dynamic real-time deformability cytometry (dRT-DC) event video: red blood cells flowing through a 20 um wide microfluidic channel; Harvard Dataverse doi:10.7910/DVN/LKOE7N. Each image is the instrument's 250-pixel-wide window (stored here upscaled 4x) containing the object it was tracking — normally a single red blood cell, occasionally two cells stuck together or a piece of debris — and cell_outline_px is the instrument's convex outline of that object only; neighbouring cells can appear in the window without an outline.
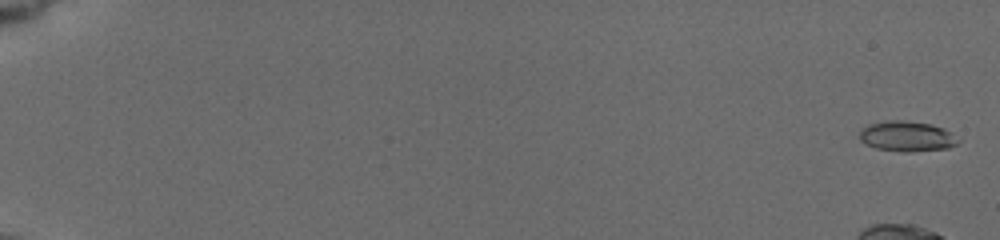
{"species": "common noctule bat (a hibernating species)", "species_latin": "Nyctalus noctula", "temperature_condition": "cold", "stored_images_in_passage": 41, "camera_frame_rate_fps": 3000, "um_per_image_px": 0.085, "animal": {"sex": "female", "body_mass_g": 19.5, "forearm_length_mm": 54.1}, "frame": {"image": 1, "passage_image": 2, "time_ms": 0.333, "image_size_px": [1000, 240], "cell_outline_px": [[960, 140], [956, 144], [948, 148], [908, 152], [904, 152], [876, 148], [864, 144], [860, 140], [860, 132], [868, 124], [884, 120], [904, 120], [932, 124], [944, 128], [952, 132]], "centroid_in_image_um": [77.09, 11.57], "position_along_channel_um": 7.9, "area_um2": 17.57}}